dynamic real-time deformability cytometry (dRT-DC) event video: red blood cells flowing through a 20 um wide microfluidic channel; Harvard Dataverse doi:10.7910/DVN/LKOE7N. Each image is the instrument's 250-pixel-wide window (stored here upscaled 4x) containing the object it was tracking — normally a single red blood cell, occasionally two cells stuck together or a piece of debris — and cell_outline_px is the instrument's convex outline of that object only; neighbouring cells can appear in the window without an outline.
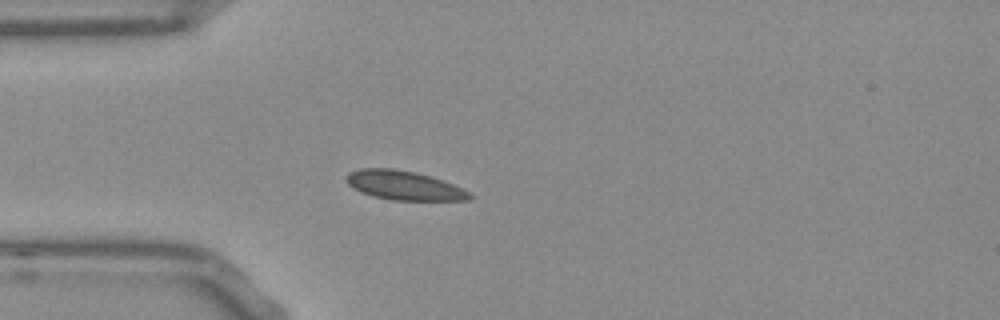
{"species": "Egyptian fruit bat (a non-hibernating species)", "species_latin": "Rousettus aegyptiacus", "temperature_condition": "room temperature", "stored_images_in_passage": 32, "camera_frame_rate_fps": 3000, "um_per_image_px": 0.085, "frame": {"image": 1, "passage_image": 1, "time_ms": 0.0, "image_size_px": [1000, 320], "cell_outline_px": [[476, 196], [468, 200], [392, 200], [372, 196], [360, 192], [352, 188], [344, 180], [344, 176], [348, 172], [360, 168], [392, 168], [416, 172], [452, 184]], "centroid_in_image_um": [34.26, 15.76], "position_along_channel_um": 50.7, "area_um2": 20.98}}
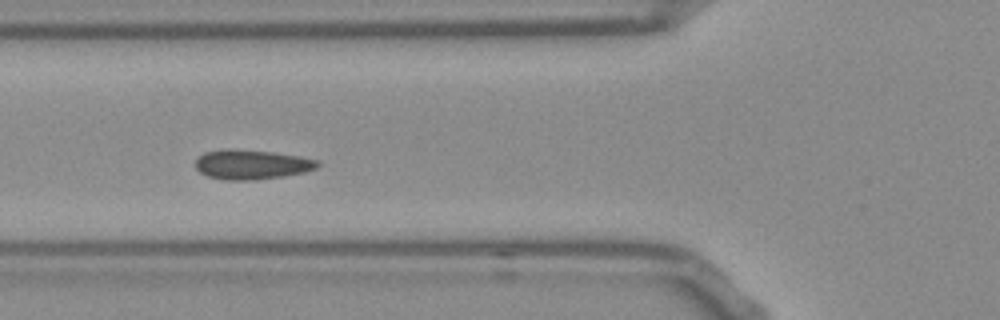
{"frame": {"image": 2, "passage_image": 6, "time_ms": 1.667, "image_size_px": [1000, 320], "cell_outline_px": [[320, 164], [316, 168], [304, 172], [284, 176], [252, 180], [224, 180], [208, 176], [200, 172], [196, 168], [196, 160], [204, 152], [228, 148], [232, 148], [272, 152], [300, 156], [320, 160]], "centroid_in_image_um": [21.4, 13.97], "position_along_channel_um": 104.4, "area_um2": 21.15}}
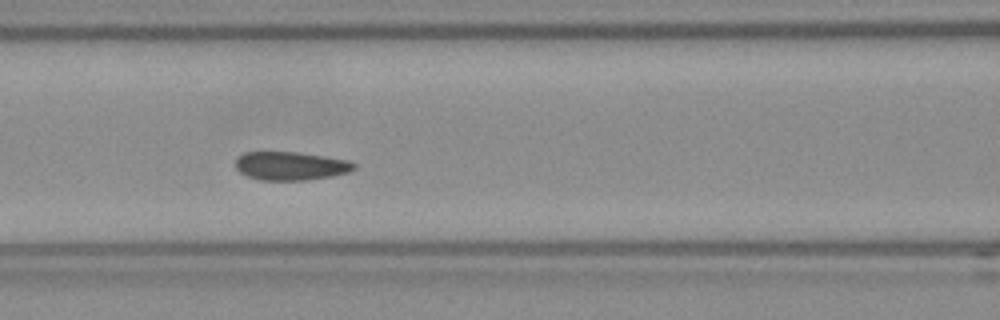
{"frame": {"image": 3, "passage_image": 9, "time_ms": 2.667, "image_size_px": [1000, 320], "cell_outline_px": [[356, 168], [348, 172], [332, 176], [308, 180], [260, 180], [248, 176], [240, 172], [236, 168], [236, 160], [244, 152], [296, 152], [324, 156], [348, 160], [356, 164]], "centroid_in_image_um": [24.72, 14.1], "position_along_channel_um": 141.9, "area_um2": 19.59}, "authors_computed_cell_mechanics": {"area_um2": 20.1433, "velocity_mm_per_s": 3.7199, "shape_relaxation_time_tau1_ms": 5.4116, "shape_relaxation_time_tau2_ms": null, "deformation_change_tau1": 0.0706, "deformation_change_tau2": null}}